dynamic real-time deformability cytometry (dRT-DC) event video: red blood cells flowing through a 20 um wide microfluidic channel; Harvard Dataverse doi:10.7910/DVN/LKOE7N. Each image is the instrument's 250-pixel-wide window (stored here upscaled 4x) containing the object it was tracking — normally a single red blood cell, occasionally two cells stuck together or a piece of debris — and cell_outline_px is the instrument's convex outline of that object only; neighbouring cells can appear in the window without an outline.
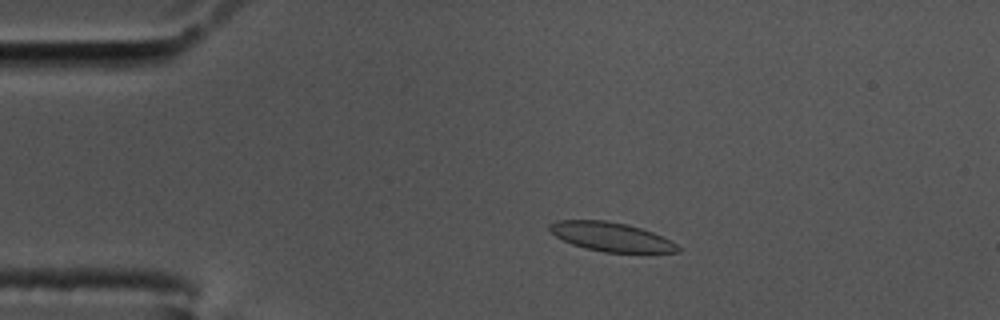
{"species": "common noctule bat (a hibernating species)", "species_latin": "Nyctalus noctula", "temperature_condition": "cold", "stored_images_in_passage": 57, "camera_frame_rate_fps": 3000, "um_per_image_px": 0.085, "animal": {"sex": "male", "body_mass_g": 17.5, "forearm_length_mm": 52.3}, "frame": {"image": 1, "passage_image": 10, "time_ms": 3.0, "image_size_px": [1000, 320], "cell_outline_px": [[680, 252], [604, 252], [584, 248], [572, 244], [556, 236], [548, 228], [548, 224], [556, 220], [604, 220], [624, 224], [640, 228], [652, 232], [676, 244], [680, 248]], "centroid_in_image_um": [51.89, 20.12], "position_along_channel_um": 33.1, "area_um2": 21.33}}
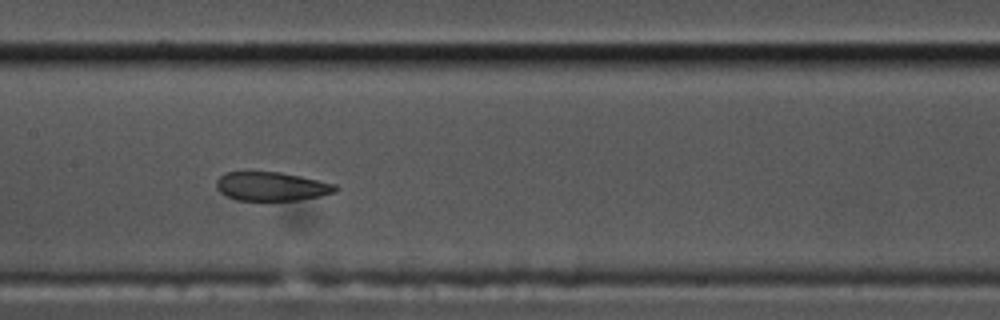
{"frame": {"image": 2, "passage_image": 27, "time_ms": 8.667, "image_size_px": [1000, 320], "cell_outline_px": [[340, 188], [336, 192], [320, 196], [296, 200], [236, 200], [220, 192], [216, 188], [216, 180], [224, 172], [280, 172], [300, 176], [336, 184]], "centroid_in_image_um": [23.09, 15.84], "position_along_channel_um": 184.3, "area_um2": 20.0}}
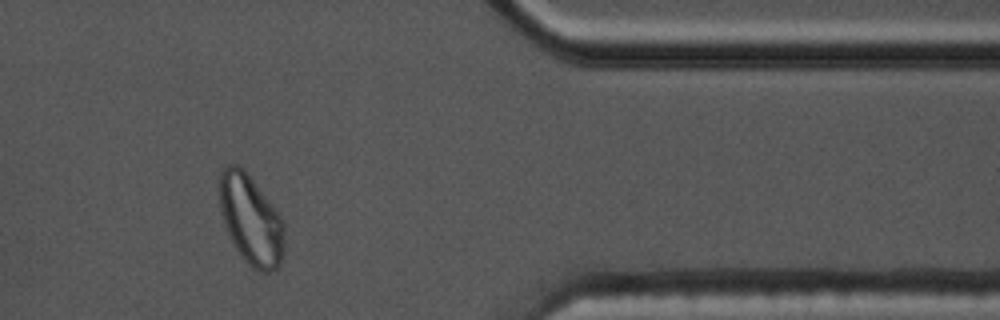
{"frame": {"image": 3, "passage_image": 47, "time_ms": 15.333, "image_size_px": [1000, 320], "cell_outline_px": [[284, 252], [280, 264], [276, 268], [268, 272], [260, 272], [252, 268], [244, 260], [228, 236], [224, 224], [220, 208], [216, 184], [220, 172], [228, 164], [236, 164], [244, 168], [280, 216], [284, 228]], "centroid_in_image_um": [21.27, 18.66], "position_along_channel_um": 390.1, "area_um2": 34.28}}